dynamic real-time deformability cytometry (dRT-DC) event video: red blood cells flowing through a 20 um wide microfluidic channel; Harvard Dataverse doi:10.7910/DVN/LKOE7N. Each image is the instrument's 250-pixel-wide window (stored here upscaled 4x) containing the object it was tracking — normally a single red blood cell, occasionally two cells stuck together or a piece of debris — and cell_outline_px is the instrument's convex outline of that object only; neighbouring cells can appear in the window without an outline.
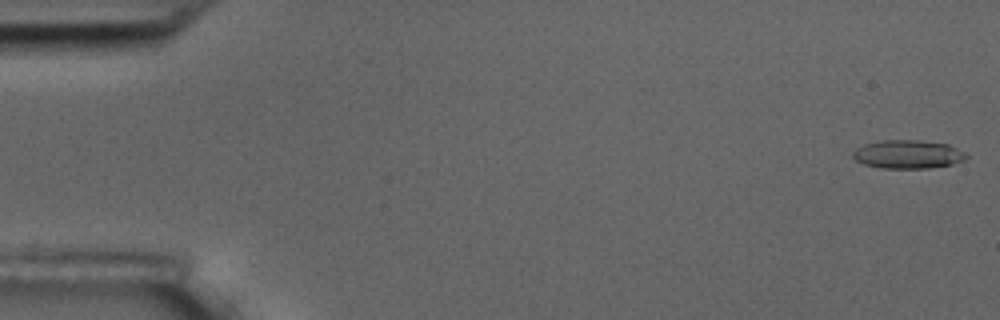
{"species": "common noctule bat (a hibernating species)", "species_latin": "Nyctalus noctula", "temperature_condition": "room temperature", "stored_images_in_passage": 3, "camera_frame_rate_fps": 3000, "um_per_image_px": 0.085, "animal": {"sex": "male", "body_mass_g": 17.5, "forearm_length_mm": 52.3}, "frame": {"image": 1, "passage_image": 1, "time_ms": 0.0, "image_size_px": [1000, 320], "cell_outline_px": [[968, 156], [964, 160], [952, 164], [928, 168], [880, 168], [864, 164], [856, 160], [852, 156], [852, 152], [856, 148], [864, 144], [884, 140], [916, 140], [948, 144], [964, 152]], "centroid_in_image_um": [77.15, 13.12], "position_along_channel_um": 7.9, "area_um2": 18.73}}